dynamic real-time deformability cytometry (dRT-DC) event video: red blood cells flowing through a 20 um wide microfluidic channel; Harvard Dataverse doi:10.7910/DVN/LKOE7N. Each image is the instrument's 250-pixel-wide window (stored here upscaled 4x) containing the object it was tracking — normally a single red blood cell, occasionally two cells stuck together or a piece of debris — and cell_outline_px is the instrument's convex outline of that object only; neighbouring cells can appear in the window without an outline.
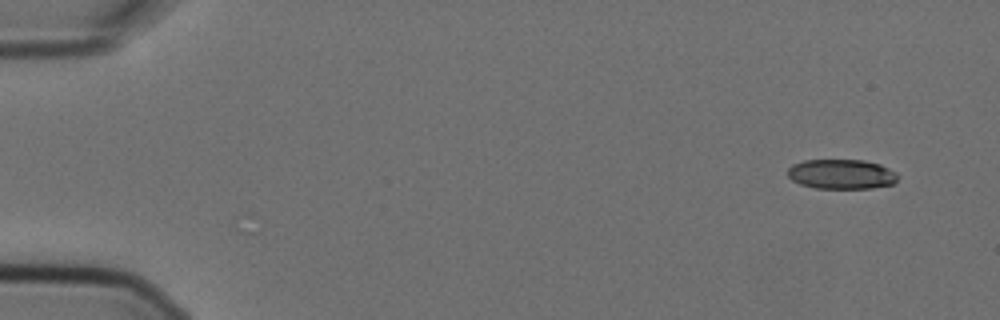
{"species": "Egyptian fruit bat (a non-hibernating species)", "species_latin": "Rousettus aegyptiacus", "temperature_condition": "cold", "stored_images_in_passage": 4, "camera_frame_rate_fps": 3000, "um_per_image_px": 0.085, "animal": {"sex": "female"}, "frame": {"image": 1, "passage_image": 1, "time_ms": 0.0, "image_size_px": [1000, 320], "cell_outline_px": [[896, 180], [892, 184], [872, 188], [816, 188], [800, 184], [792, 180], [788, 176], [788, 168], [792, 164], [804, 160], [864, 160], [880, 164], [896, 172]], "centroid_in_image_um": [71.5, 14.79], "position_along_channel_um": 13.5, "area_um2": 19.02}}